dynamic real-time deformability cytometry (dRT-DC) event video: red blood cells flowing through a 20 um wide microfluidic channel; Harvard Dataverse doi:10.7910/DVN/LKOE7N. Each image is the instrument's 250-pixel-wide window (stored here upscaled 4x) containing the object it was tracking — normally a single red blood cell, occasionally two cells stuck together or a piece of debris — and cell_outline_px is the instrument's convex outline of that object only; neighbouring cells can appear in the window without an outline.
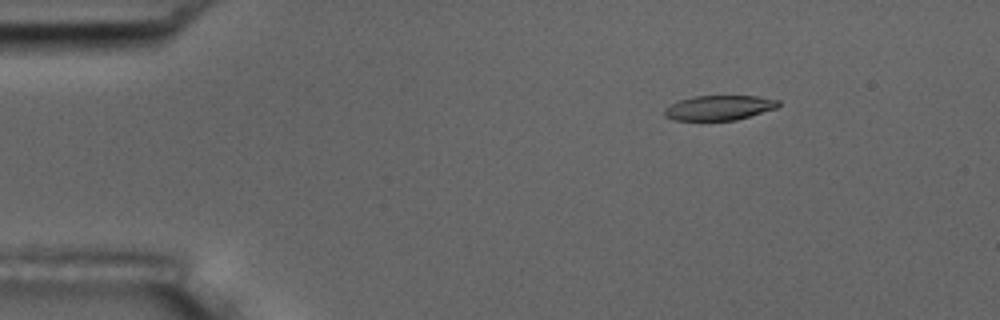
{"species": "common noctule bat (a hibernating species)", "species_latin": "Nyctalus noctula", "temperature_condition": "room temperature", "stored_images_in_passage": 4, "camera_frame_rate_fps": 3000, "um_per_image_px": 0.085, "animal": {"sex": "male", "body_mass_g": 17.5, "forearm_length_mm": 52.3}, "frame": {"image": 1, "passage_image": 1, "time_ms": 0.0, "image_size_px": [1000, 320], "cell_outline_px": [[780, 104], [776, 108], [736, 120], [672, 120], [664, 116], [664, 108], [680, 100], [696, 96], [756, 96], [780, 100]], "centroid_in_image_um": [61.12, 9.16], "position_along_channel_um": 23.9, "area_um2": 16.36}}